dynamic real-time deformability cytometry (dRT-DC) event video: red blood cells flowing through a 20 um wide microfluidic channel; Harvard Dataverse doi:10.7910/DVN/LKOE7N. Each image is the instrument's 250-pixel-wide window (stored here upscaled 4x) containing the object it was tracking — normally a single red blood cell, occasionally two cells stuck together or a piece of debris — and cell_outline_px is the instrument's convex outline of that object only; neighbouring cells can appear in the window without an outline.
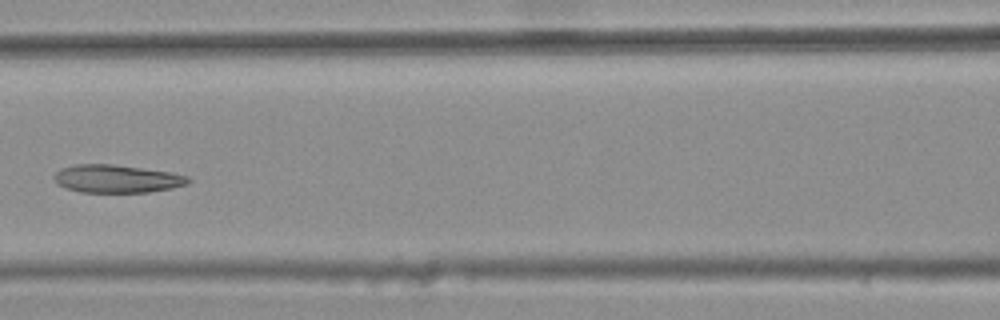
{"species": "common noctule bat (a hibernating species)", "species_latin": "Nyctalus noctula", "temperature_condition": "warm", "stored_images_in_passage": 8, "camera_frame_rate_fps": 3000, "um_per_image_px": 0.085, "animal": {"sex": "female", "body_mass_g": 25.1}, "frame": {"image": 1, "passage_image": 7, "time_ms": 2.0, "image_size_px": [1000, 320], "cell_outline_px": [[192, 180], [188, 184], [172, 188], [148, 192], [80, 192], [64, 188], [56, 184], [56, 172], [60, 168], [76, 164], [112, 164], [172, 172], [188, 176]], "centroid_in_image_um": [9.95, 15.19], "position_along_channel_um": 156.7, "area_um2": 21.91}}
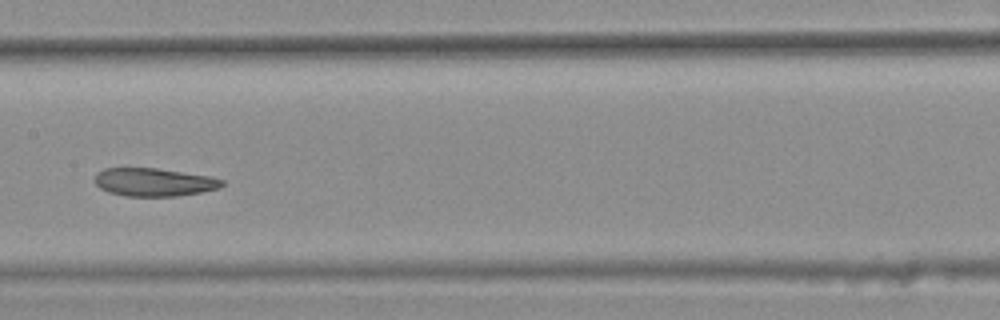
{"frame": {"image": 2, "passage_image": 8, "time_ms": 2.333, "image_size_px": [1000, 320], "cell_outline_px": [[224, 184], [220, 188], [200, 192], [176, 196], [124, 196], [108, 192], [100, 188], [92, 180], [96, 172], [104, 168], [156, 168], [212, 176], [224, 180]], "centroid_in_image_um": [13.06, 15.48], "position_along_channel_um": 194.3, "area_um2": 21.1}}